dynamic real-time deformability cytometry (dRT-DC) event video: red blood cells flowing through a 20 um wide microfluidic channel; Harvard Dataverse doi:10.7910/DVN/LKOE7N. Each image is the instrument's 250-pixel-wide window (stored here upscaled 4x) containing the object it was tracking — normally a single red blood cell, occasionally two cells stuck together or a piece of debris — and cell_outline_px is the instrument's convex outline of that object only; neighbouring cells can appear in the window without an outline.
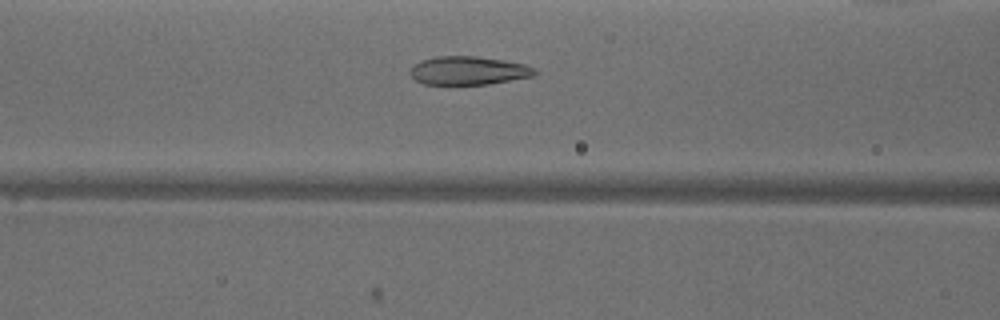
{"species": "common noctule bat (a hibernating species)", "species_latin": "Nyctalus noctula", "temperature_condition": "warm", "stored_images_in_passage": 38, "camera_frame_rate_fps": 3000, "um_per_image_px": 0.085, "animal": {"sex": "male", "body_mass_g": 18.8}, "frame": {"image": 1, "passage_image": 19, "time_ms": 6.0, "image_size_px": [1000, 320], "cell_outline_px": [[540, 72], [536, 76], [488, 84], [424, 84], [416, 80], [408, 72], [408, 68], [412, 64], [420, 60], [436, 56], [476, 56], [524, 64], [536, 68]], "centroid_in_image_um": [39.81, 6.0], "position_along_channel_um": 126.8, "area_um2": 20.92}}
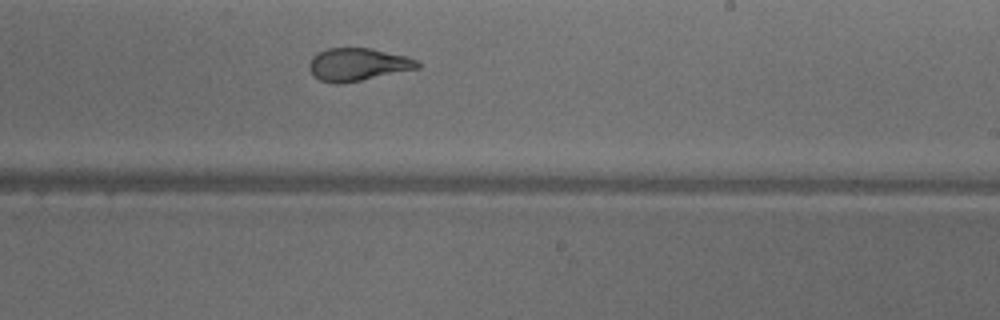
{"frame": {"image": 2, "passage_image": 29, "time_ms": 9.333, "image_size_px": [1000, 320], "cell_outline_px": [[424, 64], [420, 68], [340, 84], [336, 84], [320, 80], [308, 68], [308, 64], [312, 56], [328, 48], [372, 48], [408, 56], [420, 60]], "centroid_in_image_um": [30.48, 5.47], "position_along_channel_um": 258.5, "area_um2": 20.81}}
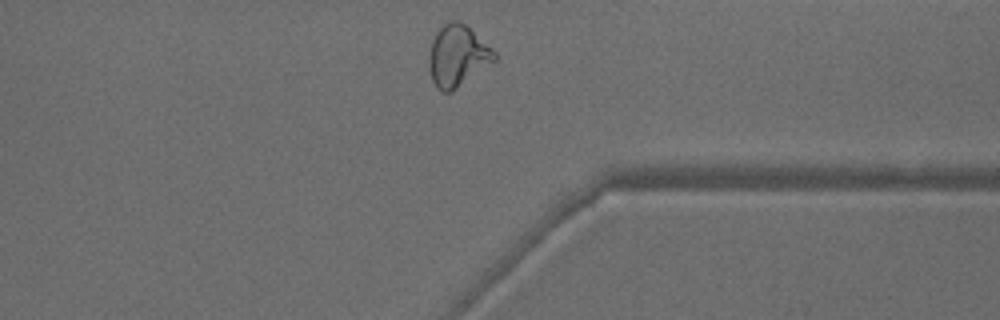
{"frame": {"image": 3, "passage_image": 38, "time_ms": 12.333, "image_size_px": [1000, 320], "cell_outline_px": [[496, 60], [452, 92], [444, 92], [436, 88], [432, 80], [428, 64], [428, 56], [432, 40], [436, 32], [448, 20], [456, 20], [464, 24], [492, 48], [496, 52]], "centroid_in_image_um": [38.87, 4.76], "position_along_channel_um": 372.5, "area_um2": 23.35}, "authors_computed_cell_mechanics": {"area_um2": 22.1952, "velocity_mm_per_s": 3.956, "shape_relaxation_time_tau1_ms": 10.5339, "shape_relaxation_time_tau2_ms": 1.1108, "deformation_change_tau1": 0.2966, "deformation_change_tau2": 0.0822}}